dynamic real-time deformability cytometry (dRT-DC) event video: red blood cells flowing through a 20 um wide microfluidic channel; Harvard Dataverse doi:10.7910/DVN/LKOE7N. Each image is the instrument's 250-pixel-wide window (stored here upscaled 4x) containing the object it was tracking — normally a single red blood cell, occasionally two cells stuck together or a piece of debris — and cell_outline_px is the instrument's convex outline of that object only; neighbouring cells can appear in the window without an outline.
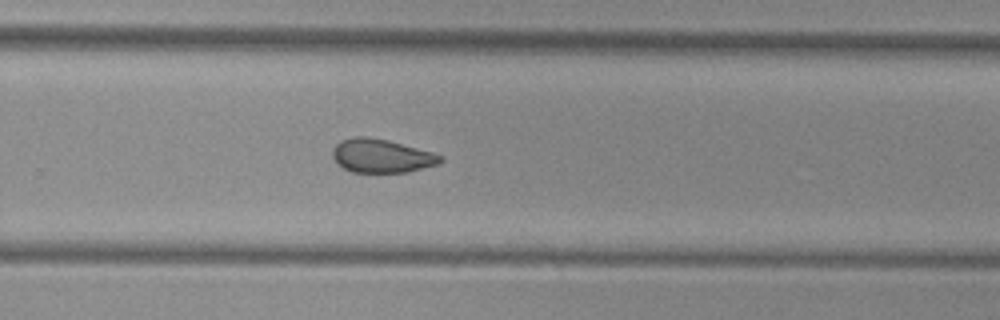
{"species": "common noctule bat (a hibernating species)", "species_latin": "Nyctalus noctula", "temperature_condition": "cold", "stored_images_in_passage": 11, "camera_frame_rate_fps": 3000, "um_per_image_px": 0.085, "animal": {"sex": "female", "body_mass_g": 29.2, "forearm_length_mm": 56.3}, "frame": {"image": 1, "passage_image": 11, "time_ms": 13.333, "image_size_px": [1000, 320], "cell_outline_px": [[444, 160], [436, 164], [408, 172], [352, 172], [336, 164], [332, 156], [332, 148], [340, 140], [352, 136], [368, 136], [388, 140], [432, 152], [444, 156]], "centroid_in_image_um": [32.38, 13.24], "position_along_channel_um": 297.4, "area_um2": 21.27}}